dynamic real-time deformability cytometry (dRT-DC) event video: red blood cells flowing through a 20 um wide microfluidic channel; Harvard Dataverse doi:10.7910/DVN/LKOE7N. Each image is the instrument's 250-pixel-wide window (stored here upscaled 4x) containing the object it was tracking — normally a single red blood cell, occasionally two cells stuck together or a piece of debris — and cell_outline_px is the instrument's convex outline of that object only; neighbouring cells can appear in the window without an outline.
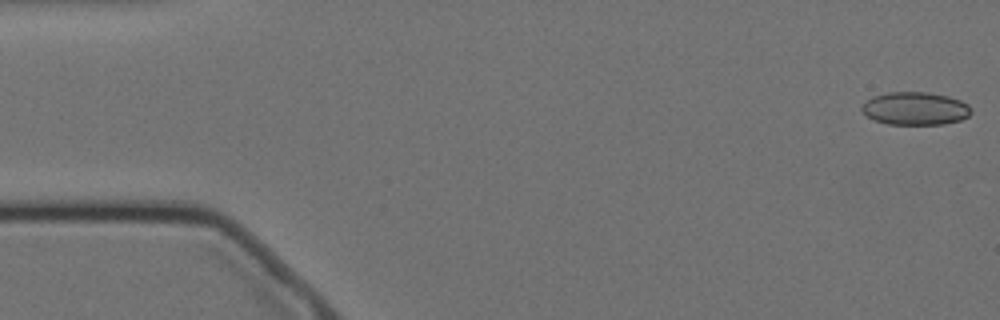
{"species": "Egyptian fruit bat (a non-hibernating species)", "species_latin": "Rousettus aegyptiacus", "temperature_condition": "cold", "stored_images_in_passage": 45, "camera_frame_rate_fps": 3000, "um_per_image_px": 0.085, "animal": {"sex": "female"}, "frame": {"image": 1, "passage_image": 1, "time_ms": 0.0, "image_size_px": [1000, 320], "cell_outline_px": [[972, 112], [968, 116], [960, 120], [944, 124], [888, 124], [876, 120], [868, 116], [860, 108], [872, 96], [888, 92], [928, 92], [948, 96], [960, 100], [968, 104], [972, 108]], "centroid_in_image_um": [77.83, 9.21], "position_along_channel_um": 7.2, "area_um2": 20.92}}
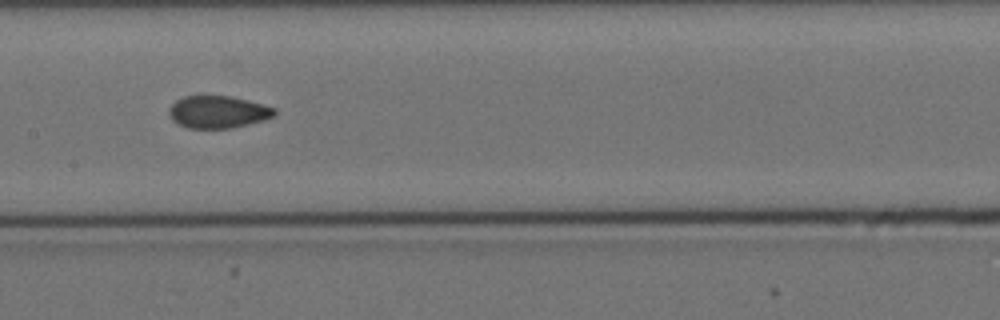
{"frame": {"image": 2, "passage_image": 27, "time_ms": 8.667, "image_size_px": [1000, 320], "cell_outline_px": [[276, 116], [264, 120], [232, 128], [188, 128], [172, 120], [168, 112], [168, 108], [176, 100], [184, 96], [232, 96], [248, 100], [276, 108]], "centroid_in_image_um": [18.54, 9.51], "position_along_channel_um": 188.9, "area_um2": 19.94}}
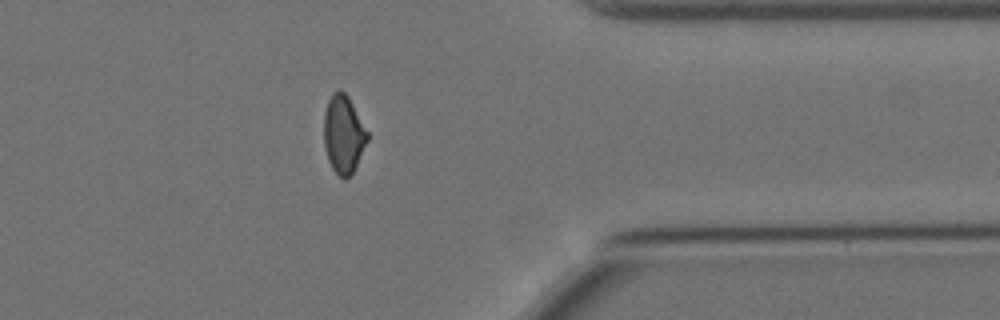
{"frame": {"image": 3, "passage_image": 45, "time_ms": 14.667, "image_size_px": [1000, 320], "cell_outline_px": [[368, 140], [352, 172], [344, 180], [332, 168], [328, 160], [324, 144], [324, 112], [328, 100], [332, 92], [340, 88], [348, 96], [368, 132]], "centroid_in_image_um": [29.18, 11.37], "position_along_channel_um": 382.2, "area_um2": 19.59}, "authors_computed_cell_mechanics": {"area_um2": 20.808, "velocity_mm_per_s": 3.4898, "shape_relaxation_time_tau1_ms": null, "shape_relaxation_time_tau2_ms": 2.4187, "deformation_change_tau1": null, "deformation_change_tau2": 0.0697}}